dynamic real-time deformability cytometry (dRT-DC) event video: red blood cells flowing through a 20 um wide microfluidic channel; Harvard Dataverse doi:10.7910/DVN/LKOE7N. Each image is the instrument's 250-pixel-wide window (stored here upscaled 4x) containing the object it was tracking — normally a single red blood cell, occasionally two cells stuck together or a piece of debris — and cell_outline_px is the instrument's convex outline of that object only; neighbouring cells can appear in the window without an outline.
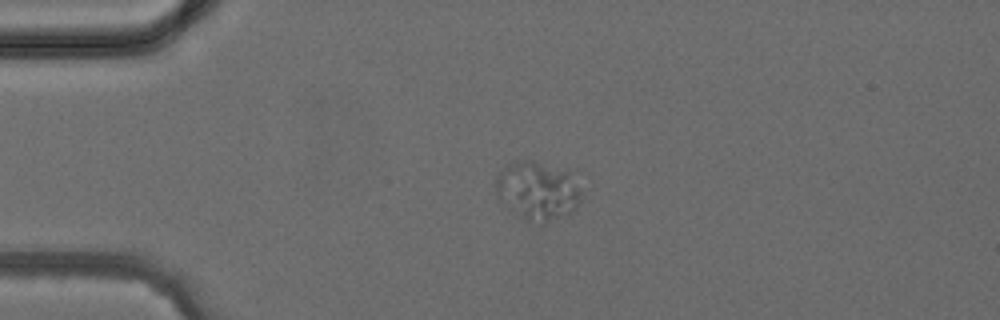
{"species": "common noctule bat (a hibernating species)", "species_latin": "Nyctalus noctula", "temperature_condition": "cold", "stored_images_in_passage": 6, "camera_frame_rate_fps": 3000, "um_per_image_px": 0.085, "animal": {"sex": "female", "body_mass_g": 24.6, "forearm_length_mm": 56.2}, "frame": {"image": 1, "passage_image": 4, "time_ms": 3.667, "image_size_px": [1000, 320], "cell_outline_px": [[580, 196], [572, 212], [556, 216], [528, 220], [500, 200], [496, 196], [496, 176], [504, 168], [516, 160], [532, 160], [568, 168], [580, 192]], "centroid_in_image_um": [45.67, 16.08], "position_along_channel_um": 39.3, "area_um2": 27.92}}
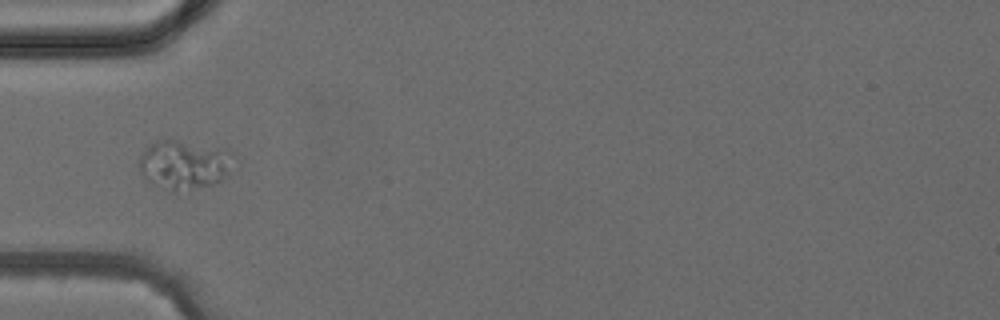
{"frame": {"image": 2, "passage_image": 5, "time_ms": 5.0, "image_size_px": [1000, 320], "cell_outline_px": [[232, 152], [228, 176], [212, 184], [176, 192], [172, 192], [152, 184], [144, 180], [140, 172], [140, 156], [144, 148], [156, 140], [176, 140], [228, 148]], "centroid_in_image_um": [15.62, 13.99], "position_along_channel_um": 69.4, "area_um2": 27.22}}
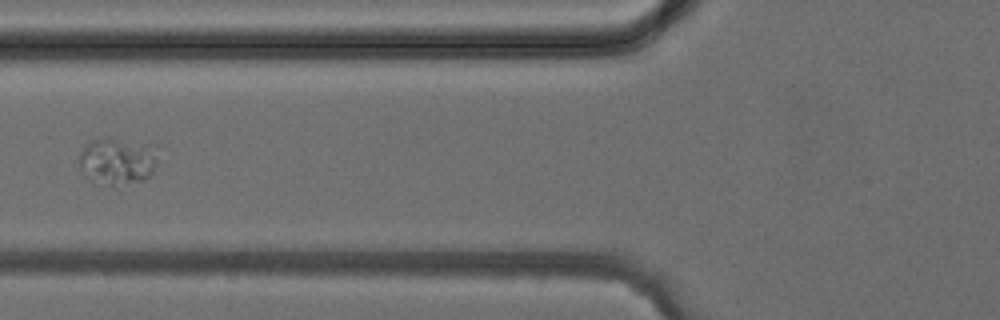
{"frame": {"image": 3, "passage_image": 6, "time_ms": 6.0, "image_size_px": [1000, 320], "cell_outline_px": [[156, 160], [152, 172], [148, 176], [140, 180], [112, 184], [88, 180], [80, 168], [80, 152], [92, 140], [112, 140], [152, 156]], "centroid_in_image_um": [9.74, 13.82], "position_along_channel_um": 116.1, "area_um2": 18.32}}